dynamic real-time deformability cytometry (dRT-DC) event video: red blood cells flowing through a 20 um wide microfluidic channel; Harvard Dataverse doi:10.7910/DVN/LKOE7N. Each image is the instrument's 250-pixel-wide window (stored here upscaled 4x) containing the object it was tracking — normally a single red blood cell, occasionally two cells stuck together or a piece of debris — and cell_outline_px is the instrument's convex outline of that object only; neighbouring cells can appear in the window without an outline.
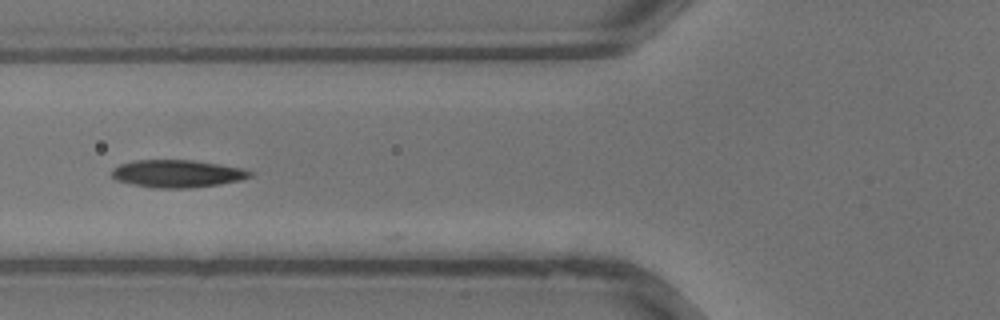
{"species": "common noctule bat (a hibernating species)", "species_latin": "Nyctalus noctula", "temperature_condition": "warm", "stored_images_in_passage": 31, "camera_frame_rate_fps": 3000, "um_per_image_px": 0.085, "animal": {"sex": "male", "body_mass_g": 13.3}, "frame": {"image": 1, "passage_image": 14, "time_ms": 4.333, "image_size_px": [1000, 320], "cell_outline_px": [[256, 172], [252, 176], [240, 180], [220, 184], [192, 188], [152, 188], [132, 184], [116, 180], [112, 176], [112, 168], [120, 164], [132, 160], [192, 160], [220, 164], [244, 168]], "centroid_in_image_um": [15.1, 14.76], "position_along_channel_um": 110.7, "area_um2": 22.48}}
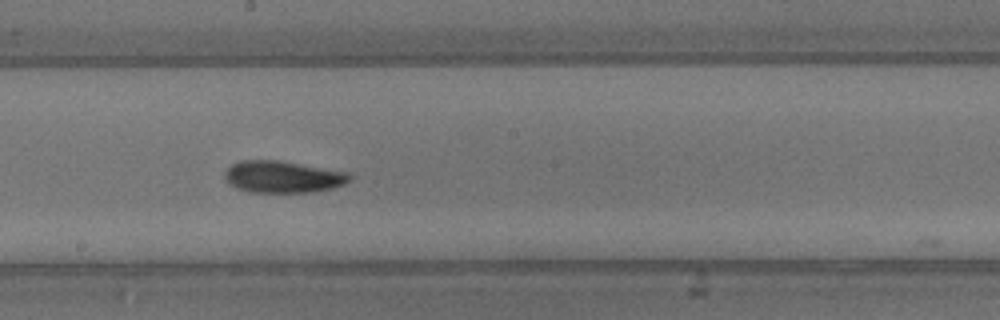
{"frame": {"image": 2, "passage_image": 20, "time_ms": 6.333, "image_size_px": [1000, 320], "cell_outline_px": [[352, 176], [344, 184], [332, 188], [312, 192], [248, 192], [232, 184], [224, 176], [224, 172], [232, 164], [240, 160], [280, 160], [348, 172]], "centroid_in_image_um": [24.06, 15.02], "position_along_channel_um": 224.1, "area_um2": 23.0}}
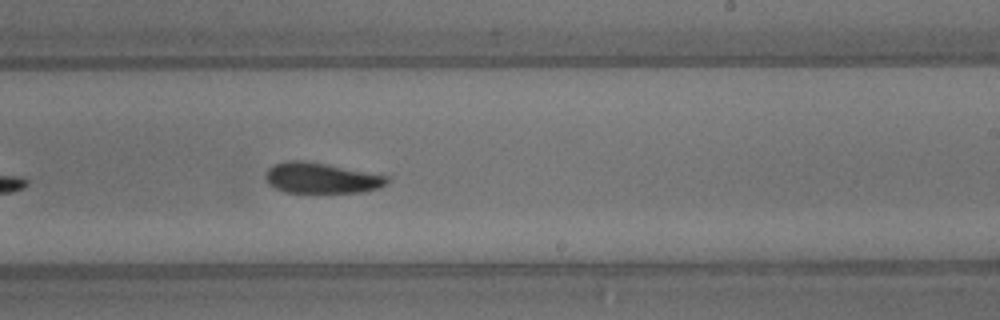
{"frame": {"image": 3, "passage_image": 22, "time_ms": 7.0, "image_size_px": [1000, 320], "cell_outline_px": [[388, 184], [364, 192], [284, 192], [268, 184], [264, 176], [268, 168], [272, 164], [284, 160], [304, 160], [388, 176]], "centroid_in_image_um": [27.25, 15.12], "position_along_channel_um": 261.8, "area_um2": 21.62}}